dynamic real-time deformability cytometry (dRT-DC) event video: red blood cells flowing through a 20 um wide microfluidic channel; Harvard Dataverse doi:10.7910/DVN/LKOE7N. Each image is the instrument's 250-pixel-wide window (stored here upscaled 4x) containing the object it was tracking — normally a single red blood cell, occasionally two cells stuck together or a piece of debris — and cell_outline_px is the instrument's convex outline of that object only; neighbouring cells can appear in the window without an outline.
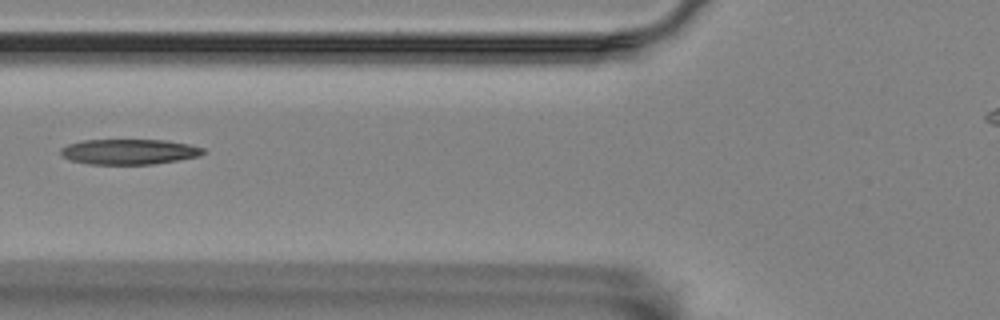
{"species": "Egyptian fruit bat (a non-hibernating species)", "species_latin": "Rousettus aegyptiacus", "temperature_condition": "room temperature", "stored_images_in_passage": 12, "camera_frame_rate_fps": 3000, "um_per_image_px": 0.085, "animal": {"sex": "female"}, "frame": {"image": 1, "passage_image": 5, "time_ms": 1.333, "image_size_px": [1000, 320], "cell_outline_px": [[208, 152], [200, 156], [152, 164], [88, 164], [68, 160], [60, 152], [60, 148], [68, 144], [84, 140], [168, 140], [188, 144], [204, 148]], "centroid_in_image_um": [10.99, 12.89], "position_along_channel_um": 114.8, "area_um2": 21.1}}
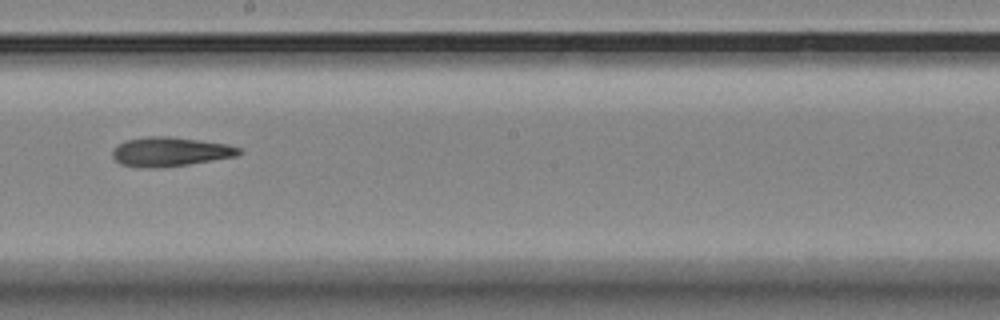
{"frame": {"image": 2, "passage_image": 8, "time_ms": 2.333, "image_size_px": [1000, 320], "cell_outline_px": [[240, 152], [236, 156], [188, 164], [160, 168], [140, 168], [120, 164], [112, 156], [112, 152], [124, 140], [148, 136], [168, 136], [228, 144], [240, 148]], "centroid_in_image_um": [14.43, 12.9], "position_along_channel_um": 233.8, "area_um2": 21.44}}
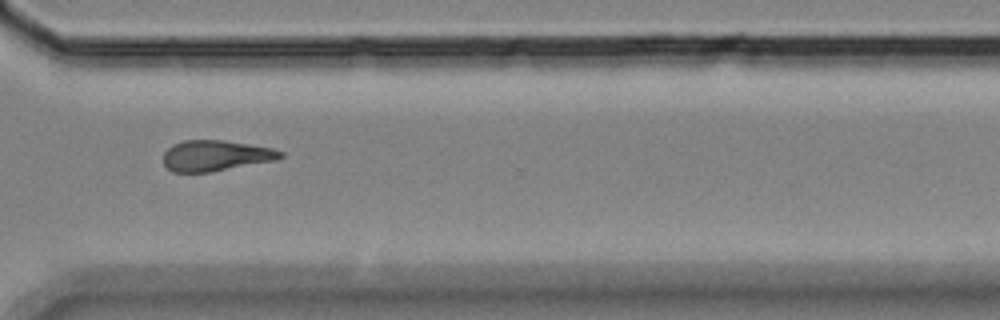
{"frame": {"image": 3, "passage_image": 11, "time_ms": 3.333, "image_size_px": [1000, 320], "cell_outline_px": [[284, 156], [276, 160], [212, 172], [172, 172], [164, 164], [164, 152], [172, 144], [184, 140], [224, 140], [272, 148], [284, 152]], "centroid_in_image_um": [18.34, 13.23], "position_along_channel_um": 352.3, "area_um2": 21.04}}